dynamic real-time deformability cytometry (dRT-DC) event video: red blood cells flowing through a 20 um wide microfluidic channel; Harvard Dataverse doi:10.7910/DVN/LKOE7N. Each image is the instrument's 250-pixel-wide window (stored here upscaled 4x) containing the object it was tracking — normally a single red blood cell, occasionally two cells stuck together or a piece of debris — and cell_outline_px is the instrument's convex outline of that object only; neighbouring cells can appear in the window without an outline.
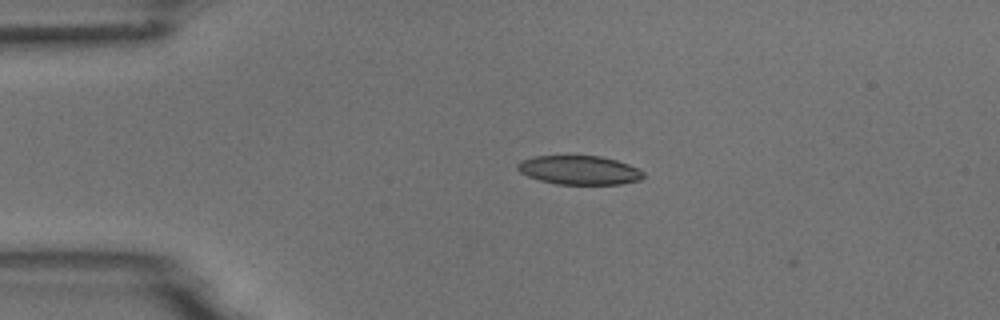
{"species": "common noctule bat (a hibernating species)", "species_latin": "Nyctalus noctula", "temperature_condition": "room temperature", "stored_images_in_passage": 4, "camera_frame_rate_fps": 3000, "um_per_image_px": 0.085, "animal": {"sex": "male", "body_mass_g": 18.8}, "frame": {"image": 1, "passage_image": 3, "time_ms": 2.333, "image_size_px": [1000, 320], "cell_outline_px": [[644, 176], [640, 180], [620, 184], [556, 184], [540, 180], [528, 176], [520, 172], [516, 168], [516, 164], [520, 160], [532, 156], [600, 156], [616, 160], [628, 164], [644, 172]], "centroid_in_image_um": [49.2, 14.46], "position_along_channel_um": 35.8, "area_um2": 21.21}}